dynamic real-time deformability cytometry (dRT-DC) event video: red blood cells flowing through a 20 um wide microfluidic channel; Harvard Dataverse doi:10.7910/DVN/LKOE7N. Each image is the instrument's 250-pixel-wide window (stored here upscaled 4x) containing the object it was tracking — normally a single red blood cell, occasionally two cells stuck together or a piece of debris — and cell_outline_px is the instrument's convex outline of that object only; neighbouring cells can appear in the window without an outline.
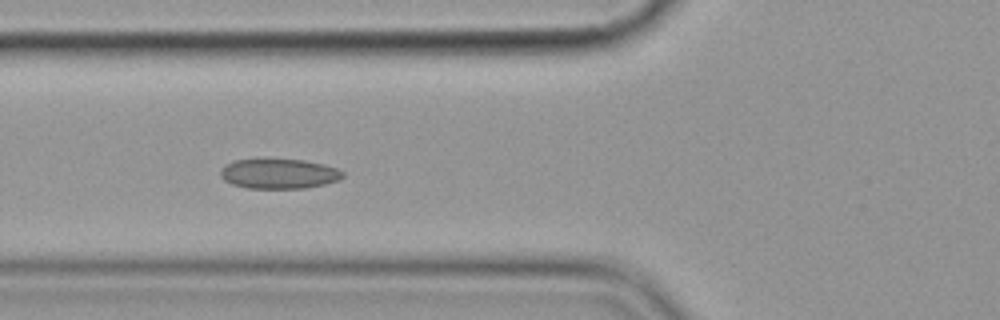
{"species": "common noctule bat (a hibernating species)", "species_latin": "Nyctalus noctula", "temperature_condition": "cold", "stored_images_in_passage": 7, "camera_frame_rate_fps": 3000, "um_per_image_px": 0.085, "animal": {"sex": "female", "body_mass_g": 19.9}, "frame": {"image": 1, "passage_image": 6, "time_ms": 6.0, "image_size_px": [1000, 320], "cell_outline_px": [[344, 176], [340, 180], [324, 184], [304, 188], [248, 188], [232, 184], [224, 180], [220, 176], [220, 172], [224, 164], [232, 160], [304, 160], [324, 164], [336, 168], [344, 172]], "centroid_in_image_um": [23.71, 14.77], "position_along_channel_um": 102.1, "area_um2": 21.21}}
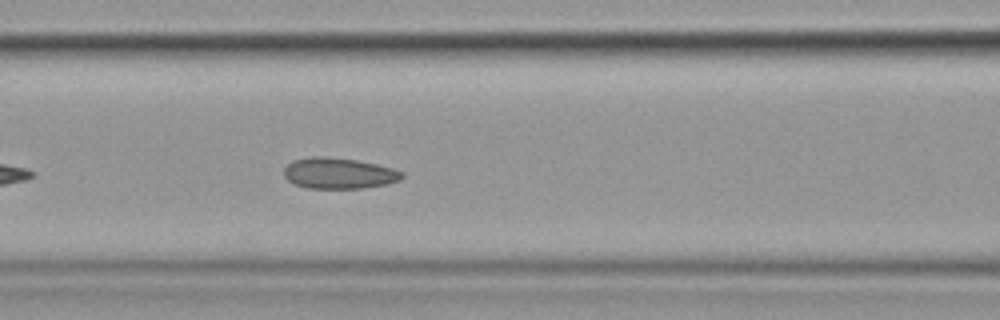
{"frame": {"image": 2, "passage_image": 7, "time_ms": 7.0, "image_size_px": [1000, 320], "cell_outline_px": [[404, 176], [400, 180], [388, 184], [364, 188], [308, 188], [296, 184], [288, 180], [284, 176], [284, 168], [292, 160], [312, 156], [324, 156], [356, 160], [376, 164], [392, 168], [404, 172]], "centroid_in_image_um": [28.81, 14.72], "position_along_channel_um": 137.8, "area_um2": 21.33}}